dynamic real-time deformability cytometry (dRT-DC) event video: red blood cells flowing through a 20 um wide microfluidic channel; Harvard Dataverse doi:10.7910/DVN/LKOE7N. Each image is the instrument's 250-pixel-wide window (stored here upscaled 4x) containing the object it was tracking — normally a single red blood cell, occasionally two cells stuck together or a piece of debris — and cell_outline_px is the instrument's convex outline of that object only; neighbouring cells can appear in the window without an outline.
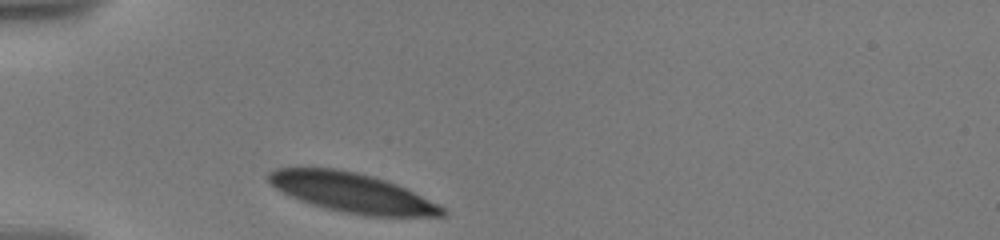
{"species": "human", "species_latin": "Homo sapiens", "temperature_condition": "warm", "stored_images_in_passage": 5, "camera_frame_rate_fps": 3000, "um_per_image_px": 0.085, "donor": {"sex": "male"}, "frame": {"image": 1, "passage_image": 1, "time_ms": 0.0, "image_size_px": [1000, 240], "cell_outline_px": [[448, 212], [444, 216], [364, 216], [324, 208], [300, 200], [276, 188], [268, 180], [268, 172], [276, 168], [332, 168], [356, 172], [372, 176], [396, 184], [440, 204]], "centroid_in_image_um": [29.96, 16.39], "position_along_channel_um": 55.0, "area_um2": 39.65}}